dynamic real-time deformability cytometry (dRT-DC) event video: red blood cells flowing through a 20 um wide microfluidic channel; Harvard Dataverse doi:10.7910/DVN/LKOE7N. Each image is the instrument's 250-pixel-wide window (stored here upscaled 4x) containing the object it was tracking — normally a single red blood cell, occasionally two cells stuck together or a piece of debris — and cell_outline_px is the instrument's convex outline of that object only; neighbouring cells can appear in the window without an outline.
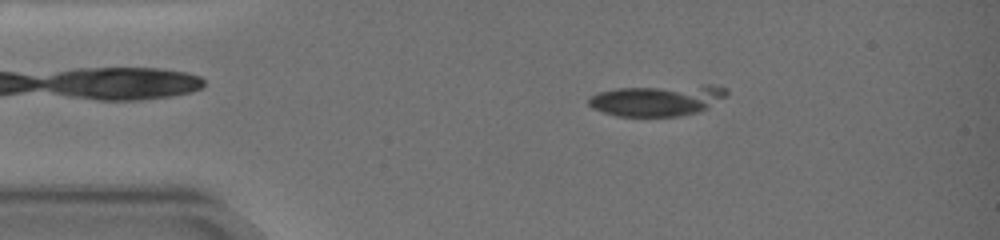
{"species": "common noctule bat (a hibernating species)", "species_latin": "Nyctalus noctula", "temperature_condition": "warm", "stored_images_in_passage": 17, "camera_frame_rate_fps": 3000, "um_per_image_px": 0.085, "animal": {"sex": "female", "body_mass_g": 19.0, "forearm_length_mm": 51.5}, "frame": {"image": 1, "passage_image": 12, "time_ms": 3.0, "image_size_px": [1000, 240], "cell_outline_px": [[728, 92], [724, 96], [708, 108], [696, 112], [680, 116], [616, 116], [592, 108], [588, 104], [588, 96], [596, 92], [616, 88], [704, 84], [712, 84], [728, 88]], "centroid_in_image_um": [55.85, 8.5], "position_along_channel_um": 29.2, "area_um2": 25.43}}